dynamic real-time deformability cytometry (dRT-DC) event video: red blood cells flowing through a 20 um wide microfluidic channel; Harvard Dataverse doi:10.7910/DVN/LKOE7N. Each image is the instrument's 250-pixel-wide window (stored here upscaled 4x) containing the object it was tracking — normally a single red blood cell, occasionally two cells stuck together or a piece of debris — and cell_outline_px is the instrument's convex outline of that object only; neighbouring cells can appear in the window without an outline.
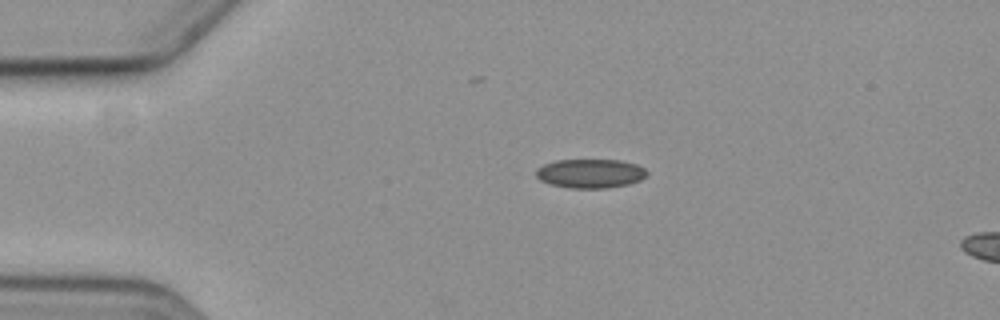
{"species": "common noctule bat (a hibernating species)", "species_latin": "Nyctalus noctula", "temperature_condition": "cold", "stored_images_in_passage": 3, "segment_of_instrument_passage": [1, 2], "camera_frame_rate_fps": 3000, "um_per_image_px": 0.085, "animal": {"sex": "female", "body_mass_g": 19.3, "forearm_length_mm": 54.1}, "frame": {"image": 1, "passage_image": 1, "time_ms": 0.0, "image_size_px": [1000, 320], "cell_outline_px": [[648, 172], [640, 180], [628, 184], [608, 188], [572, 188], [552, 184], [540, 180], [536, 176], [536, 168], [544, 164], [556, 160], [620, 160], [636, 164], [644, 168]], "centroid_in_image_um": [50.17, 14.74], "position_along_channel_um": 34.8, "area_um2": 18.67}}